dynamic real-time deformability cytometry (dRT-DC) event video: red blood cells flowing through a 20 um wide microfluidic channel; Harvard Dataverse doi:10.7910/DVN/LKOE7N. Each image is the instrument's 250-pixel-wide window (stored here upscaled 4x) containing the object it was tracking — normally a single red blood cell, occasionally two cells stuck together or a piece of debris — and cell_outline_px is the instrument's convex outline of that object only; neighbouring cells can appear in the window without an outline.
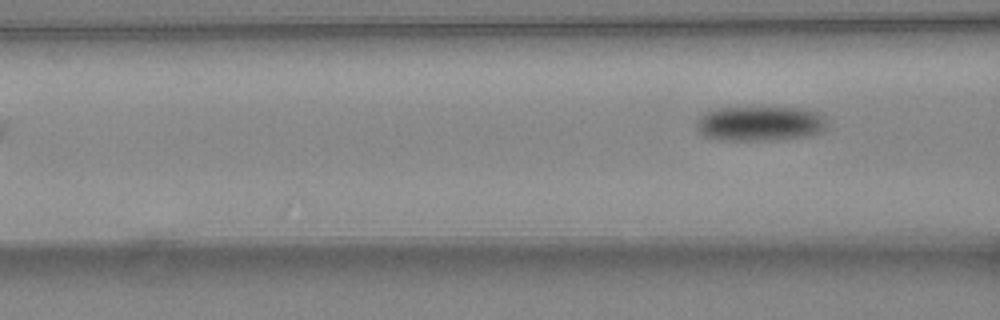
{"species": "common noctule bat (a hibernating species)", "species_latin": "Nyctalus noctula", "temperature_condition": "warm", "stored_images_in_passage": 4, "camera_frame_rate_fps": 3000, "um_per_image_px": 0.085, "animal": {"sex": "female", "body_mass_g": 24.6, "forearm_length_mm": 56.2}, "frame": {"image": 1, "passage_image": 4, "time_ms": 1.0, "image_size_px": [1000, 320], "cell_outline_px": [[828, 120], [824, 132], [804, 136], [764, 140], [728, 140], [708, 136], [700, 132], [696, 128], [696, 116], [712, 108], [804, 108], [820, 112]], "centroid_in_image_um": [64.61, 10.48], "position_along_channel_um": 102.0, "area_um2": 26.59}}